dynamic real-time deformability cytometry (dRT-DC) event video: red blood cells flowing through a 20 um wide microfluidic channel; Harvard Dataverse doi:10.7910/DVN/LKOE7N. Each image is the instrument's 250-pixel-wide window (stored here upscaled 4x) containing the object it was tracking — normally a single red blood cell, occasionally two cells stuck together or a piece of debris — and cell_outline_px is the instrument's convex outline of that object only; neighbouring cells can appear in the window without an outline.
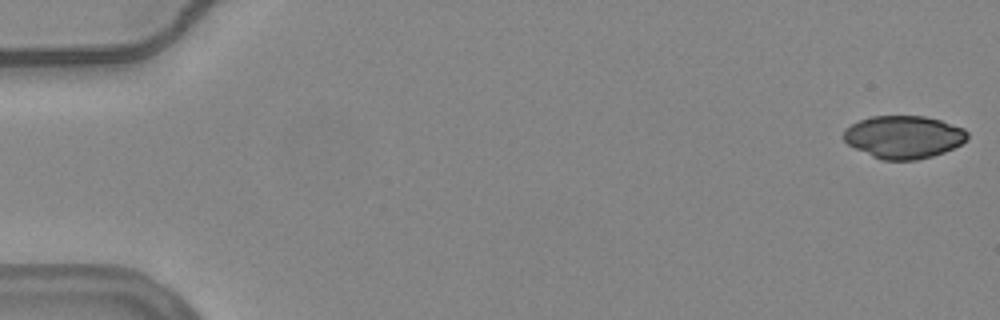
{"species": "common noctule bat (a hibernating species)", "species_latin": "Nyctalus noctula", "temperature_condition": "warm", "stored_images_in_passage": 53, "segment_of_instrument_passage": [1, 2], "camera_frame_rate_fps": 3000, "um_per_image_px": 0.085, "animal": {"sex": "female", "body_mass_g": 24.6, "forearm_length_mm": 56.2}, "frame": {"image": 1, "passage_image": 1, "time_ms": 0.0, "image_size_px": [1000, 320], "cell_outline_px": [[968, 140], [944, 152], [932, 156], [916, 160], [884, 160], [872, 156], [848, 144], [844, 140], [844, 132], [852, 124], [860, 120], [872, 116], [924, 116], [940, 120], [964, 128], [968, 132]], "centroid_in_image_um": [76.85, 11.64], "position_along_channel_um": 8.2, "area_um2": 30.58}}